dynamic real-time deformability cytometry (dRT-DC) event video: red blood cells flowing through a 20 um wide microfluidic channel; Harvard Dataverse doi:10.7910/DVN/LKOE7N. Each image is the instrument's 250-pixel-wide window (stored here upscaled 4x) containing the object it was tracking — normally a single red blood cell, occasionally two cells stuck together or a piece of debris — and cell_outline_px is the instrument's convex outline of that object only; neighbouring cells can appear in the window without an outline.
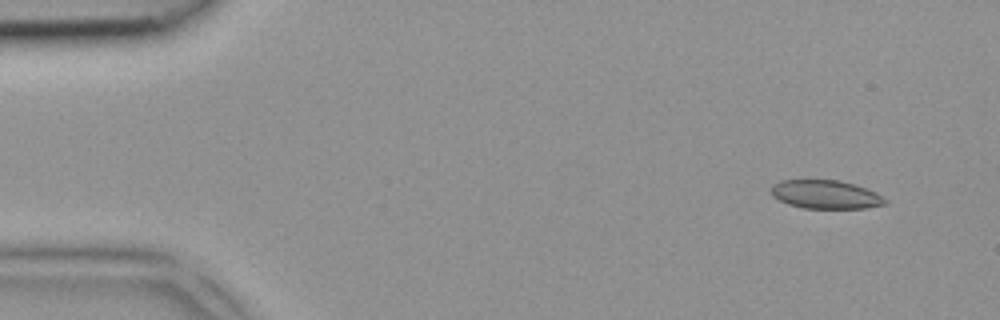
{"species": "common noctule bat (a hibernating species)", "species_latin": "Nyctalus noctula", "temperature_condition": "room temperature", "stored_images_in_passage": 5, "camera_frame_rate_fps": 3000, "um_per_image_px": 0.085, "animal": {"sex": "female", "body_mass_g": 18.4}, "frame": {"image": 1, "passage_image": 1, "time_ms": 0.0, "image_size_px": [1000, 320], "cell_outline_px": [[888, 200], [884, 204], [864, 208], [804, 208], [788, 204], [772, 196], [772, 184], [780, 180], [836, 180], [852, 184], [876, 192]], "centroid_in_image_um": [70.15, 16.53], "position_along_channel_um": 14.8, "area_um2": 18.73}}
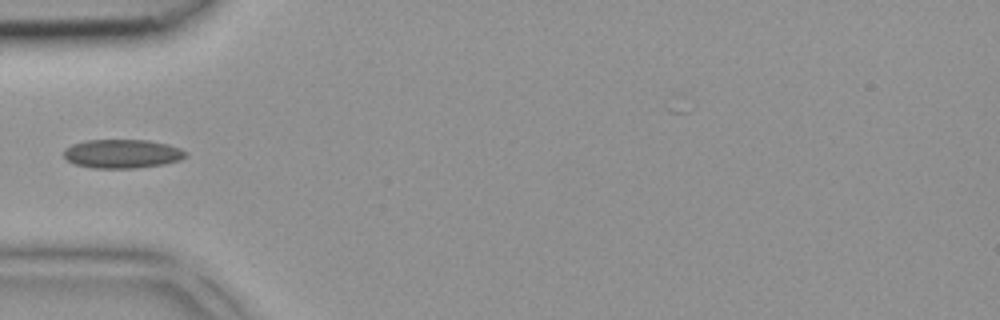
{"frame": {"image": 2, "passage_image": 4, "time_ms": 1.0, "image_size_px": [1000, 320], "cell_outline_px": [[188, 156], [180, 160], [164, 164], [136, 168], [92, 168], [76, 164], [68, 160], [64, 156], [64, 148], [72, 144], [88, 140], [148, 140], [168, 144], [180, 148], [188, 152]], "centroid_in_image_um": [10.43, 13.07], "position_along_channel_um": 74.6, "area_um2": 20.58}}